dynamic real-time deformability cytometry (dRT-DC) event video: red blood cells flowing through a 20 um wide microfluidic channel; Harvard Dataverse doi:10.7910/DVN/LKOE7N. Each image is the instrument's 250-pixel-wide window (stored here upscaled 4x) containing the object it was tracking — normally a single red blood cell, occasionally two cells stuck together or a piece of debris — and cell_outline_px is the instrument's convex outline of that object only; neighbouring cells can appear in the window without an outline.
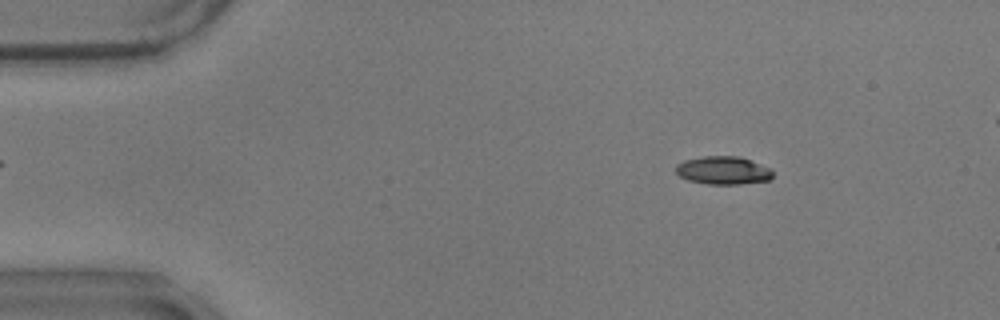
{"species": "common noctule bat (a hibernating species)", "species_latin": "Nyctalus noctula", "temperature_condition": "warm", "stored_images_in_passage": 57, "camera_frame_rate_fps": 3000, "um_per_image_px": 0.085, "animal": {"sex": "male", "body_mass_g": 17.9}, "frame": {"image": 1, "passage_image": 8, "time_ms": 2.333, "image_size_px": [1000, 320], "cell_outline_px": [[772, 176], [768, 180], [740, 184], [708, 184], [688, 180], [680, 176], [676, 172], [676, 164], [684, 160], [704, 156], [740, 156], [772, 168]], "centroid_in_image_um": [61.47, 14.47], "position_along_channel_um": 23.5, "area_um2": 15.9}}
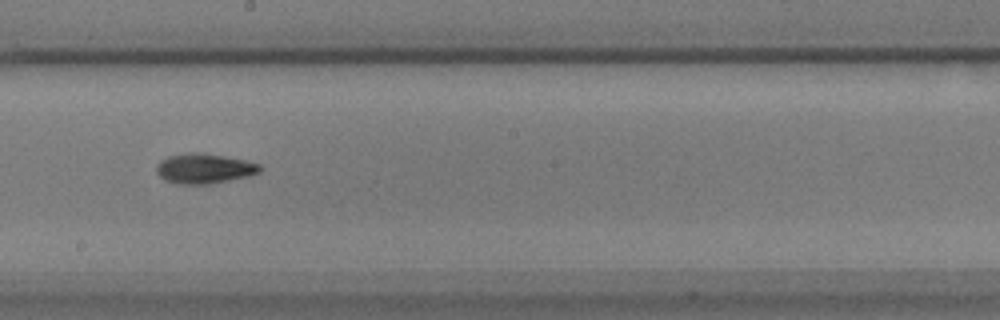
{"frame": {"image": 2, "passage_image": 32, "time_ms": 10.333, "image_size_px": [1000, 320], "cell_outline_px": [[260, 172], [248, 176], [208, 184], [176, 184], [164, 180], [156, 172], [156, 164], [160, 160], [168, 156], [188, 152], [196, 152], [244, 160], [260, 164]], "centroid_in_image_um": [17.29, 14.33], "position_along_channel_um": 230.9, "area_um2": 17.92}}
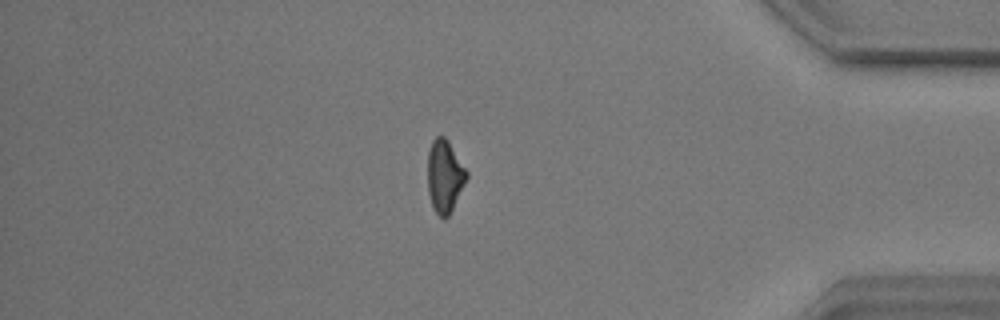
{"frame": {"image": 3, "passage_image": 49, "time_ms": 16.0, "image_size_px": [1000, 320], "cell_outline_px": [[468, 176], [448, 216], [440, 216], [432, 208], [428, 192], [428, 148], [432, 140], [436, 136], [444, 136], [448, 140], [468, 172]], "centroid_in_image_um": [37.78, 14.92], "position_along_channel_um": 397.4, "area_um2": 16.3}}